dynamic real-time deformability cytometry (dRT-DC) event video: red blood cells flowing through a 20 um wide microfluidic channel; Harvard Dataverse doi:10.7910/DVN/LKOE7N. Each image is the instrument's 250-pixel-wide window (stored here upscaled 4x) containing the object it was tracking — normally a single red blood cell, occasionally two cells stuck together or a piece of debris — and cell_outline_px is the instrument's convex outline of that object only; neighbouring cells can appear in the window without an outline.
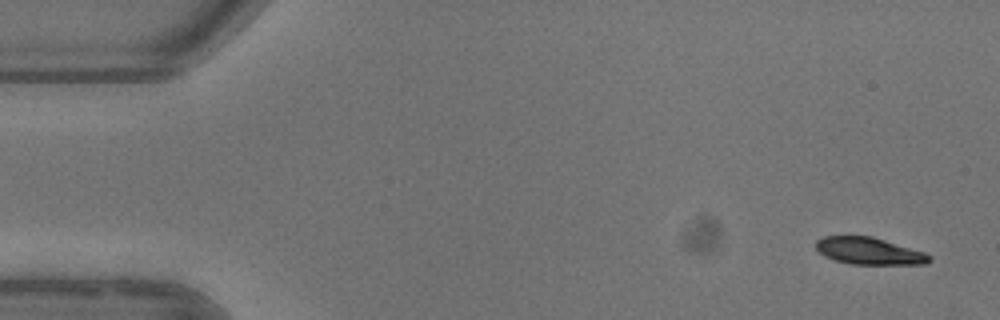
{"species": "common noctule bat (a hibernating species)", "species_latin": "Nyctalus noctula", "temperature_condition": "warm", "stored_images_in_passage": 6, "camera_frame_rate_fps": 3000, "um_per_image_px": 0.085, "animal": {"sex": "female"}, "frame": {"image": 1, "passage_image": 1, "time_ms": 0.0, "image_size_px": [1000, 320], "cell_outline_px": [[932, 260], [928, 264], [852, 264], [836, 260], [824, 256], [816, 248], [816, 240], [824, 236], [872, 236], [924, 252], [932, 256]], "centroid_in_image_um": [73.89, 21.34], "position_along_channel_um": 11.1, "area_um2": 17.8}}
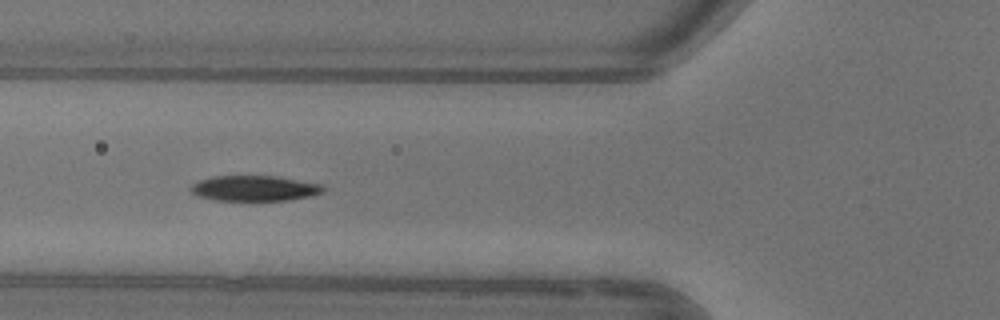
{"frame": {"image": 2, "passage_image": 5, "time_ms": 5.667, "image_size_px": [1000, 320], "cell_outline_px": [[324, 192], [312, 196], [288, 200], [216, 200], [196, 196], [188, 188], [192, 184], [200, 180], [212, 176], [276, 176], [320, 184], [324, 188]], "centroid_in_image_um": [21.6, 16.01], "position_along_channel_um": 104.2, "area_um2": 19.59}}
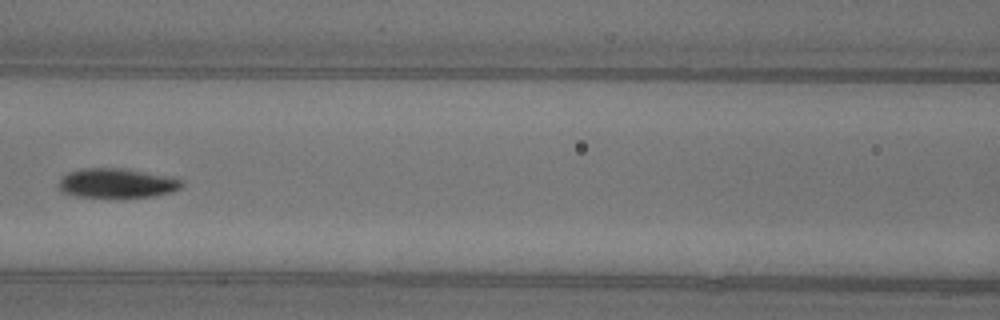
{"frame": {"image": 3, "passage_image": 6, "time_ms": 7.0, "image_size_px": [1000, 320], "cell_outline_px": [[184, 184], [180, 188], [172, 192], [156, 196], [76, 196], [60, 192], [56, 184], [60, 176], [68, 172], [80, 168], [124, 168], [176, 176], [184, 180]], "centroid_in_image_um": [9.95, 15.53], "position_along_channel_um": 156.7, "area_um2": 21.62}}